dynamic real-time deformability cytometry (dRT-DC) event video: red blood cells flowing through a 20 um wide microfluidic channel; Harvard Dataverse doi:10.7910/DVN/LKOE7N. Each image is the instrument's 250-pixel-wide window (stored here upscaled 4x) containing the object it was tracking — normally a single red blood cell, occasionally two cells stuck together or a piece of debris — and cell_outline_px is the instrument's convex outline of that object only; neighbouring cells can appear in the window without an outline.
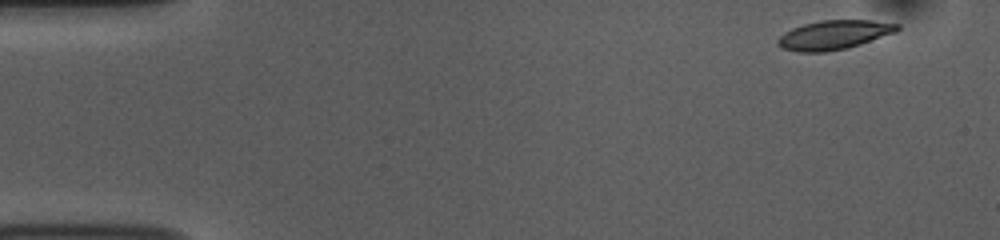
{"species": "common noctule bat (a hibernating species)", "species_latin": "Nyctalus noctula", "temperature_condition": "room temperature", "stored_images_in_passage": 50, "camera_frame_rate_fps": 3000, "um_per_image_px": 0.085, "animal": {"sex": "female", "body_mass_g": 10.0, "forearm_length_mm": 53.1}, "frame": {"image": 1, "passage_image": 1, "time_ms": 0.0, "image_size_px": [1000, 240], "cell_outline_px": [[900, 28], [896, 32], [848, 48], [824, 52], [796, 52], [780, 48], [776, 44], [776, 40], [784, 32], [792, 28], [804, 24], [820, 20], [872, 20], [900, 24]], "centroid_in_image_um": [70.85, 2.97], "position_along_channel_um": 14.1, "area_um2": 20.46}}
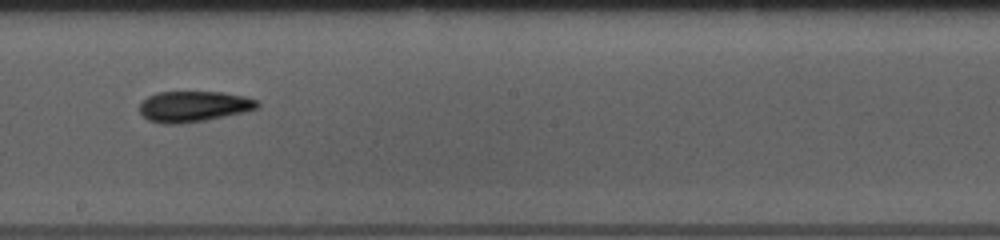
{"frame": {"image": 2, "passage_image": 27, "time_ms": 8.667, "image_size_px": [1000, 240], "cell_outline_px": [[260, 108], [244, 112], [204, 120], [176, 124], [164, 124], [148, 120], [140, 112], [140, 104], [148, 96], [156, 92], [224, 92], [244, 96], [260, 100]], "centroid_in_image_um": [16.5, 9.04], "position_along_channel_um": 231.7, "area_um2": 21.15}}
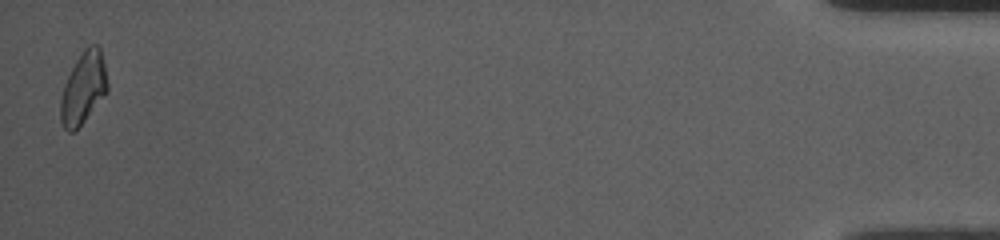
{"frame": {"image": 3, "passage_image": 50, "time_ms": 16.333, "image_size_px": [1000, 240], "cell_outline_px": [[108, 92], [84, 120], [72, 132], [68, 132], [64, 128], [60, 120], [60, 100], [64, 84], [76, 60], [84, 48], [88, 44], [96, 44], [100, 48], [104, 64], [108, 84]], "centroid_in_image_um": [7.09, 7.46], "position_along_channel_um": 428.1, "area_um2": 19.48}, "authors_computed_cell_mechanics": {"area_um2": 20.3167, "velocity_mm_per_s": 3.7488, "shape_relaxation_time_tau1_ms": 6.6735, "shape_relaxation_time_tau2_ms": 3.622, "deformation_change_tau1": 0.1458, "deformation_change_tau2": 0.102}}